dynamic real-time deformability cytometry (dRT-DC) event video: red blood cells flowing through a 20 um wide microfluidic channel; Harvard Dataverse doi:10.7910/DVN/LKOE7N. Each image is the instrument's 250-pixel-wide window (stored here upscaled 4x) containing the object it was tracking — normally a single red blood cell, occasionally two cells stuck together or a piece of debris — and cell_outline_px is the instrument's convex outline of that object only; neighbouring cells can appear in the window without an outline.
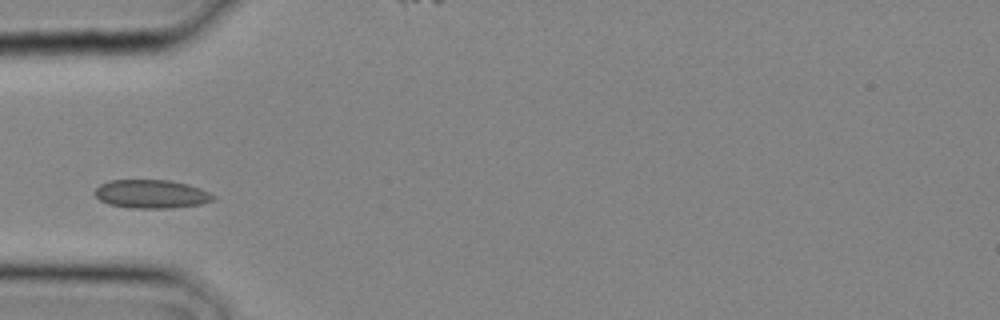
{"species": "common noctule bat (a hibernating species)", "species_latin": "Nyctalus noctula", "temperature_condition": "cold", "stored_images_in_passage": 21, "camera_frame_rate_fps": 3000, "um_per_image_px": 0.085, "animal": {"sex": "male", "body_mass_g": 20.4}, "frame": {"image": 1, "passage_image": 2, "time_ms": 0.333, "image_size_px": [1000, 320], "cell_outline_px": [[216, 196], [212, 200], [200, 204], [172, 208], [136, 208], [108, 204], [100, 200], [92, 192], [100, 184], [108, 180], [172, 180], [188, 184], [200, 188]], "centroid_in_image_um": [12.84, 16.48], "position_along_channel_um": 72.2, "area_um2": 19.71}}
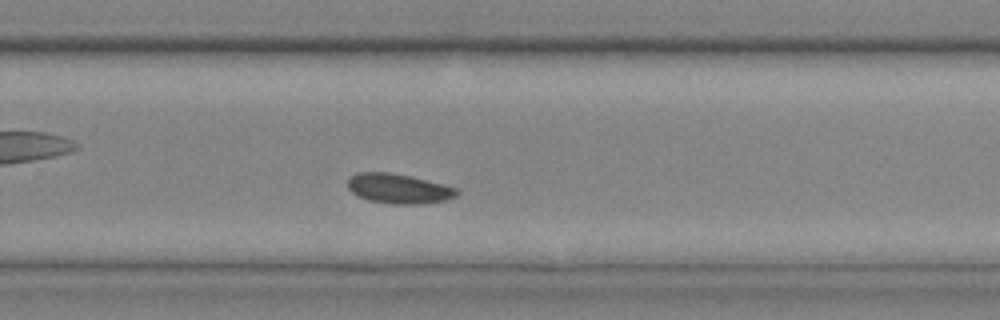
{"frame": {"image": 2, "passage_image": 12, "time_ms": 3.667, "image_size_px": [1000, 320], "cell_outline_px": [[460, 192], [456, 196], [444, 200], [424, 204], [392, 204], [368, 200], [356, 196], [348, 188], [348, 180], [356, 172], [388, 172], [412, 176], [444, 184], [456, 188]], "centroid_in_image_um": [33.88, 16.03], "position_along_channel_um": 295.9, "area_um2": 19.07}}
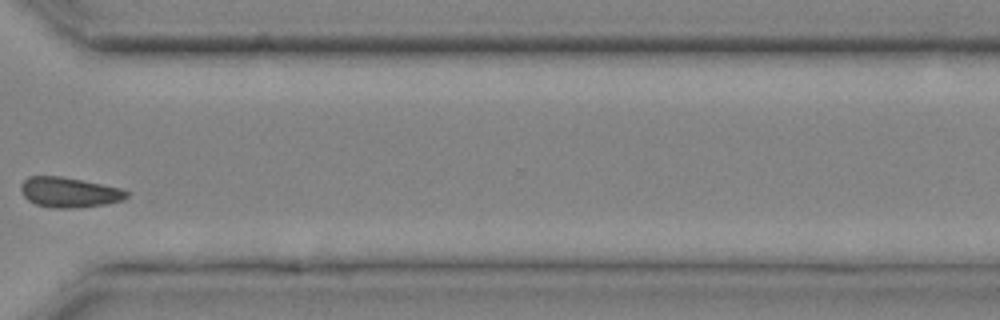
{"frame": {"image": 3, "passage_image": 15, "time_ms": 4.667, "image_size_px": [1000, 320], "cell_outline_px": [[128, 196], [124, 200], [104, 204], [76, 208], [52, 208], [36, 204], [28, 200], [24, 196], [20, 188], [20, 184], [28, 176], [60, 176], [124, 188], [128, 192]], "centroid_in_image_um": [5.89, 16.34], "position_along_channel_um": 364.7, "area_um2": 18.67}}